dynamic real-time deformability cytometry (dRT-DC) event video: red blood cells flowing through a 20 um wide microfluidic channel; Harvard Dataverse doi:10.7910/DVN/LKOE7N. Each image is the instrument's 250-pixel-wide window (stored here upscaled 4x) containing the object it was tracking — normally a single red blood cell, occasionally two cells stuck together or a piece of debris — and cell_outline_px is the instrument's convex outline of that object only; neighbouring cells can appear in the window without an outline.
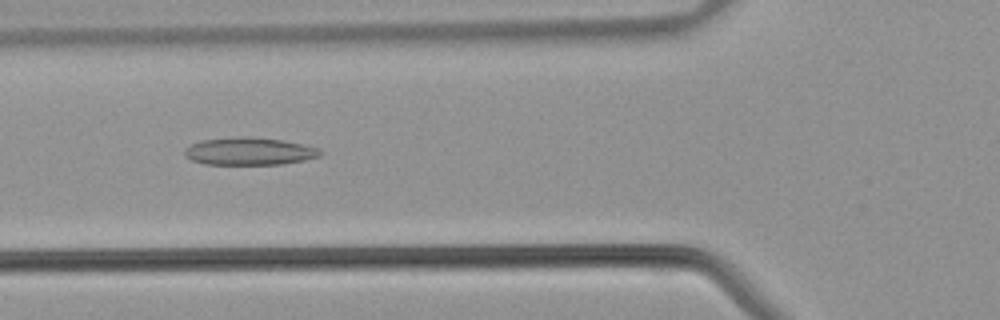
{"species": "common noctule bat (a hibernating species)", "species_latin": "Nyctalus noctula", "temperature_condition": "warm", "stored_images_in_passage": 34, "camera_frame_rate_fps": 3000, "um_per_image_px": 0.085, "animal": {"sex": "male", "body_mass_g": 21.5, "forearm_length_mm": 52.0}, "frame": {"image": 1, "passage_image": 8, "time_ms": 2.333, "image_size_px": [1000, 320], "cell_outline_px": [[324, 152], [320, 156], [304, 160], [284, 164], [204, 164], [192, 160], [184, 156], [184, 148], [200, 140], [244, 136], [248, 136], [284, 140], [320, 148]], "centroid_in_image_um": [21.21, 12.85], "position_along_channel_um": 104.6, "area_um2": 21.96}}
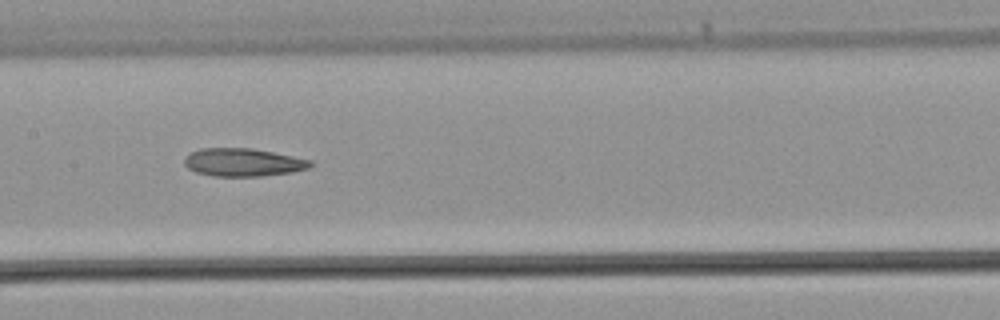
{"frame": {"image": 2, "passage_image": 13, "time_ms": 4.0, "image_size_px": [1000, 320], "cell_outline_px": [[312, 164], [308, 168], [292, 172], [260, 176], [212, 176], [196, 172], [188, 168], [184, 164], [184, 156], [200, 148], [252, 148], [312, 160]], "centroid_in_image_um": [20.63, 13.79], "position_along_channel_um": 186.8, "area_um2": 20.52}}
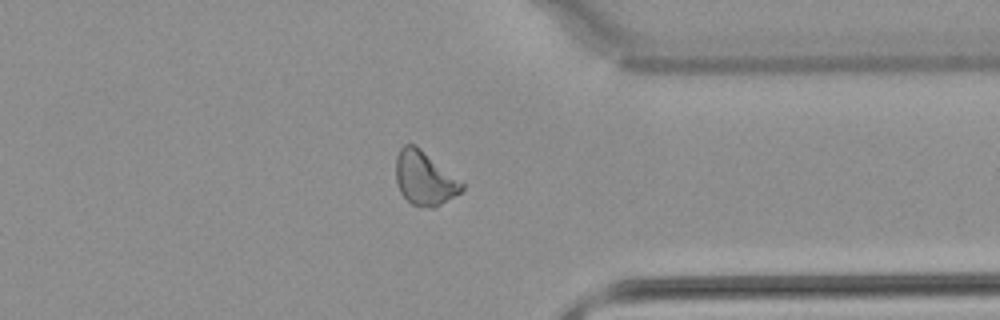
{"frame": {"image": 3, "passage_image": 25, "time_ms": 8.0, "image_size_px": [1000, 320], "cell_outline_px": [[464, 188], [460, 192], [440, 204], [432, 208], [420, 208], [412, 204], [400, 192], [396, 180], [396, 156], [400, 148], [404, 144], [416, 144], [464, 184]], "centroid_in_image_um": [36.05, 15.14], "position_along_channel_um": 375.4, "area_um2": 20.52}}